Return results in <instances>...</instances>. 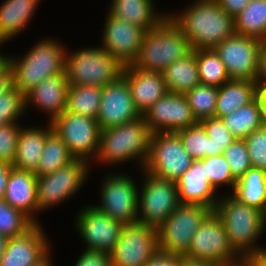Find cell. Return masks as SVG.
Wrapping results in <instances>:
<instances>
[{"instance_id": "681fc988", "label": "cell", "mask_w": 266, "mask_h": 266, "mask_svg": "<svg viewBox=\"0 0 266 266\" xmlns=\"http://www.w3.org/2000/svg\"><path fill=\"white\" fill-rule=\"evenodd\" d=\"M264 79L262 82L261 79ZM257 86L266 85V42L263 44L259 58L258 75L256 78Z\"/></svg>"}, {"instance_id": "3957f363", "label": "cell", "mask_w": 266, "mask_h": 266, "mask_svg": "<svg viewBox=\"0 0 266 266\" xmlns=\"http://www.w3.org/2000/svg\"><path fill=\"white\" fill-rule=\"evenodd\" d=\"M213 211L222 221L231 247L238 254L241 251V259L263 250L255 249L253 244L265 228L266 215L262 211L239 202L233 196L218 200Z\"/></svg>"}, {"instance_id": "e0dca14e", "label": "cell", "mask_w": 266, "mask_h": 266, "mask_svg": "<svg viewBox=\"0 0 266 266\" xmlns=\"http://www.w3.org/2000/svg\"><path fill=\"white\" fill-rule=\"evenodd\" d=\"M141 116L132 100L129 85L123 77L102 87L101 102L96 119L101 130L122 125Z\"/></svg>"}, {"instance_id": "8fae6325", "label": "cell", "mask_w": 266, "mask_h": 266, "mask_svg": "<svg viewBox=\"0 0 266 266\" xmlns=\"http://www.w3.org/2000/svg\"><path fill=\"white\" fill-rule=\"evenodd\" d=\"M263 44L260 39L233 34L213 49L223 62L230 79L255 81Z\"/></svg>"}, {"instance_id": "b9f144b4", "label": "cell", "mask_w": 266, "mask_h": 266, "mask_svg": "<svg viewBox=\"0 0 266 266\" xmlns=\"http://www.w3.org/2000/svg\"><path fill=\"white\" fill-rule=\"evenodd\" d=\"M199 123L204 127L207 136L212 138L214 155L223 154V151L236 140L219 118H208Z\"/></svg>"}, {"instance_id": "8d00e7d4", "label": "cell", "mask_w": 266, "mask_h": 266, "mask_svg": "<svg viewBox=\"0 0 266 266\" xmlns=\"http://www.w3.org/2000/svg\"><path fill=\"white\" fill-rule=\"evenodd\" d=\"M217 95V87L204 84L196 85L185 94L197 122L215 117Z\"/></svg>"}, {"instance_id": "f35d334b", "label": "cell", "mask_w": 266, "mask_h": 266, "mask_svg": "<svg viewBox=\"0 0 266 266\" xmlns=\"http://www.w3.org/2000/svg\"><path fill=\"white\" fill-rule=\"evenodd\" d=\"M211 186L216 190L220 184H231L233 189L236 179L230 170L228 162L223 154L205 157L201 160Z\"/></svg>"}, {"instance_id": "60d3db41", "label": "cell", "mask_w": 266, "mask_h": 266, "mask_svg": "<svg viewBox=\"0 0 266 266\" xmlns=\"http://www.w3.org/2000/svg\"><path fill=\"white\" fill-rule=\"evenodd\" d=\"M25 106V95L15 87L0 96V125L16 123Z\"/></svg>"}, {"instance_id": "7c38bea8", "label": "cell", "mask_w": 266, "mask_h": 266, "mask_svg": "<svg viewBox=\"0 0 266 266\" xmlns=\"http://www.w3.org/2000/svg\"><path fill=\"white\" fill-rule=\"evenodd\" d=\"M51 124L75 159L88 161V155L98 154L101 128L96 119L64 111Z\"/></svg>"}, {"instance_id": "ee69618b", "label": "cell", "mask_w": 266, "mask_h": 266, "mask_svg": "<svg viewBox=\"0 0 266 266\" xmlns=\"http://www.w3.org/2000/svg\"><path fill=\"white\" fill-rule=\"evenodd\" d=\"M16 123L0 125V162L13 166L20 127Z\"/></svg>"}, {"instance_id": "2e32d148", "label": "cell", "mask_w": 266, "mask_h": 266, "mask_svg": "<svg viewBox=\"0 0 266 266\" xmlns=\"http://www.w3.org/2000/svg\"><path fill=\"white\" fill-rule=\"evenodd\" d=\"M142 117L151 133H176L198 123L192 114L186 96L173 92H167L144 112Z\"/></svg>"}, {"instance_id": "277c9868", "label": "cell", "mask_w": 266, "mask_h": 266, "mask_svg": "<svg viewBox=\"0 0 266 266\" xmlns=\"http://www.w3.org/2000/svg\"><path fill=\"white\" fill-rule=\"evenodd\" d=\"M66 54L53 40L38 43L21 60L7 57L12 69L13 87L26 95L45 78L65 72Z\"/></svg>"}, {"instance_id": "6da1fadb", "label": "cell", "mask_w": 266, "mask_h": 266, "mask_svg": "<svg viewBox=\"0 0 266 266\" xmlns=\"http://www.w3.org/2000/svg\"><path fill=\"white\" fill-rule=\"evenodd\" d=\"M168 16L187 37L193 50L213 49L235 34L234 18L216 0H198L184 13Z\"/></svg>"}, {"instance_id": "9c48e42d", "label": "cell", "mask_w": 266, "mask_h": 266, "mask_svg": "<svg viewBox=\"0 0 266 266\" xmlns=\"http://www.w3.org/2000/svg\"><path fill=\"white\" fill-rule=\"evenodd\" d=\"M177 133L157 132L150 138L147 172L163 179L177 181L193 164Z\"/></svg>"}, {"instance_id": "7bdbcfd3", "label": "cell", "mask_w": 266, "mask_h": 266, "mask_svg": "<svg viewBox=\"0 0 266 266\" xmlns=\"http://www.w3.org/2000/svg\"><path fill=\"white\" fill-rule=\"evenodd\" d=\"M246 143L253 168L266 171V126L243 139Z\"/></svg>"}, {"instance_id": "db71d44e", "label": "cell", "mask_w": 266, "mask_h": 266, "mask_svg": "<svg viewBox=\"0 0 266 266\" xmlns=\"http://www.w3.org/2000/svg\"><path fill=\"white\" fill-rule=\"evenodd\" d=\"M181 266H221V265L184 258Z\"/></svg>"}, {"instance_id": "4fadbf2b", "label": "cell", "mask_w": 266, "mask_h": 266, "mask_svg": "<svg viewBox=\"0 0 266 266\" xmlns=\"http://www.w3.org/2000/svg\"><path fill=\"white\" fill-rule=\"evenodd\" d=\"M142 188L140 209L142 215L137 222L158 228L180 204L175 181L154 176L147 172Z\"/></svg>"}, {"instance_id": "ac0fdd59", "label": "cell", "mask_w": 266, "mask_h": 266, "mask_svg": "<svg viewBox=\"0 0 266 266\" xmlns=\"http://www.w3.org/2000/svg\"><path fill=\"white\" fill-rule=\"evenodd\" d=\"M145 32V29L108 13L102 48L124 66L131 65L139 55Z\"/></svg>"}, {"instance_id": "44dd1931", "label": "cell", "mask_w": 266, "mask_h": 266, "mask_svg": "<svg viewBox=\"0 0 266 266\" xmlns=\"http://www.w3.org/2000/svg\"><path fill=\"white\" fill-rule=\"evenodd\" d=\"M122 77L127 81L134 105L141 115L168 92L162 72L127 65Z\"/></svg>"}, {"instance_id": "f546056e", "label": "cell", "mask_w": 266, "mask_h": 266, "mask_svg": "<svg viewBox=\"0 0 266 266\" xmlns=\"http://www.w3.org/2000/svg\"><path fill=\"white\" fill-rule=\"evenodd\" d=\"M232 196L266 215V171L251 167L236 181ZM234 194V195H233Z\"/></svg>"}, {"instance_id": "c3c4849f", "label": "cell", "mask_w": 266, "mask_h": 266, "mask_svg": "<svg viewBox=\"0 0 266 266\" xmlns=\"http://www.w3.org/2000/svg\"><path fill=\"white\" fill-rule=\"evenodd\" d=\"M13 88V74L12 69L6 64L0 70V96L6 94Z\"/></svg>"}, {"instance_id": "83f0119b", "label": "cell", "mask_w": 266, "mask_h": 266, "mask_svg": "<svg viewBox=\"0 0 266 266\" xmlns=\"http://www.w3.org/2000/svg\"><path fill=\"white\" fill-rule=\"evenodd\" d=\"M168 92L186 94L200 84L196 53L192 51L162 71Z\"/></svg>"}, {"instance_id": "ab89813d", "label": "cell", "mask_w": 266, "mask_h": 266, "mask_svg": "<svg viewBox=\"0 0 266 266\" xmlns=\"http://www.w3.org/2000/svg\"><path fill=\"white\" fill-rule=\"evenodd\" d=\"M223 155L236 180L240 179L252 167L250 155L244 140L236 139L223 151Z\"/></svg>"}, {"instance_id": "52a82bcc", "label": "cell", "mask_w": 266, "mask_h": 266, "mask_svg": "<svg viewBox=\"0 0 266 266\" xmlns=\"http://www.w3.org/2000/svg\"><path fill=\"white\" fill-rule=\"evenodd\" d=\"M212 211L202 204L180 203L157 228L159 249L185 255L195 232Z\"/></svg>"}, {"instance_id": "6f0895ef", "label": "cell", "mask_w": 266, "mask_h": 266, "mask_svg": "<svg viewBox=\"0 0 266 266\" xmlns=\"http://www.w3.org/2000/svg\"><path fill=\"white\" fill-rule=\"evenodd\" d=\"M7 64V58L0 56V70Z\"/></svg>"}, {"instance_id": "d590c367", "label": "cell", "mask_w": 266, "mask_h": 266, "mask_svg": "<svg viewBox=\"0 0 266 266\" xmlns=\"http://www.w3.org/2000/svg\"><path fill=\"white\" fill-rule=\"evenodd\" d=\"M176 133L179 135L184 149L194 161H199L205 157L214 155L212 138L207 136L204 127L199 122L189 128L181 129Z\"/></svg>"}, {"instance_id": "e575fe53", "label": "cell", "mask_w": 266, "mask_h": 266, "mask_svg": "<svg viewBox=\"0 0 266 266\" xmlns=\"http://www.w3.org/2000/svg\"><path fill=\"white\" fill-rule=\"evenodd\" d=\"M193 51L196 53L200 84L220 88L230 80L223 62L214 49H197Z\"/></svg>"}, {"instance_id": "9a60e30c", "label": "cell", "mask_w": 266, "mask_h": 266, "mask_svg": "<svg viewBox=\"0 0 266 266\" xmlns=\"http://www.w3.org/2000/svg\"><path fill=\"white\" fill-rule=\"evenodd\" d=\"M122 176L112 175L106 179L102 186V203L94 207L123 225L134 224L137 222L140 198L135 183Z\"/></svg>"}, {"instance_id": "603a6c76", "label": "cell", "mask_w": 266, "mask_h": 266, "mask_svg": "<svg viewBox=\"0 0 266 266\" xmlns=\"http://www.w3.org/2000/svg\"><path fill=\"white\" fill-rule=\"evenodd\" d=\"M180 203L202 204L215 208V189L211 186L201 160L192 166L176 181Z\"/></svg>"}, {"instance_id": "7dc6e473", "label": "cell", "mask_w": 266, "mask_h": 266, "mask_svg": "<svg viewBox=\"0 0 266 266\" xmlns=\"http://www.w3.org/2000/svg\"><path fill=\"white\" fill-rule=\"evenodd\" d=\"M218 5L231 17L235 18L251 0H216Z\"/></svg>"}, {"instance_id": "4316f807", "label": "cell", "mask_w": 266, "mask_h": 266, "mask_svg": "<svg viewBox=\"0 0 266 266\" xmlns=\"http://www.w3.org/2000/svg\"><path fill=\"white\" fill-rule=\"evenodd\" d=\"M109 13L146 31L156 28L166 17L154 14L152 0H113Z\"/></svg>"}, {"instance_id": "5bb4252c", "label": "cell", "mask_w": 266, "mask_h": 266, "mask_svg": "<svg viewBox=\"0 0 266 266\" xmlns=\"http://www.w3.org/2000/svg\"><path fill=\"white\" fill-rule=\"evenodd\" d=\"M87 167L86 160L74 159L53 173L37 177L38 210L64 201L79 190Z\"/></svg>"}, {"instance_id": "7402d4cb", "label": "cell", "mask_w": 266, "mask_h": 266, "mask_svg": "<svg viewBox=\"0 0 266 266\" xmlns=\"http://www.w3.org/2000/svg\"><path fill=\"white\" fill-rule=\"evenodd\" d=\"M3 199L37 224L32 215V212L38 210L37 176L33 172L17 170L13 167Z\"/></svg>"}, {"instance_id": "8992f818", "label": "cell", "mask_w": 266, "mask_h": 266, "mask_svg": "<svg viewBox=\"0 0 266 266\" xmlns=\"http://www.w3.org/2000/svg\"><path fill=\"white\" fill-rule=\"evenodd\" d=\"M125 66L103 48L80 50L66 57L65 71L69 85L104 87L118 81Z\"/></svg>"}, {"instance_id": "f1b7e54d", "label": "cell", "mask_w": 266, "mask_h": 266, "mask_svg": "<svg viewBox=\"0 0 266 266\" xmlns=\"http://www.w3.org/2000/svg\"><path fill=\"white\" fill-rule=\"evenodd\" d=\"M39 0H7L0 6V43L10 39L29 22Z\"/></svg>"}, {"instance_id": "bcb514c9", "label": "cell", "mask_w": 266, "mask_h": 266, "mask_svg": "<svg viewBox=\"0 0 266 266\" xmlns=\"http://www.w3.org/2000/svg\"><path fill=\"white\" fill-rule=\"evenodd\" d=\"M75 266H111L110 255L106 252L86 250Z\"/></svg>"}, {"instance_id": "cb8c5ba5", "label": "cell", "mask_w": 266, "mask_h": 266, "mask_svg": "<svg viewBox=\"0 0 266 266\" xmlns=\"http://www.w3.org/2000/svg\"><path fill=\"white\" fill-rule=\"evenodd\" d=\"M68 89L69 83L65 71L42 80L25 95L26 104L30 101L35 102L39 108L49 111L52 117L50 122H53L66 110Z\"/></svg>"}, {"instance_id": "f6af8a7d", "label": "cell", "mask_w": 266, "mask_h": 266, "mask_svg": "<svg viewBox=\"0 0 266 266\" xmlns=\"http://www.w3.org/2000/svg\"><path fill=\"white\" fill-rule=\"evenodd\" d=\"M184 258V255L172 254L159 249L144 266H181Z\"/></svg>"}, {"instance_id": "d4e9b609", "label": "cell", "mask_w": 266, "mask_h": 266, "mask_svg": "<svg viewBox=\"0 0 266 266\" xmlns=\"http://www.w3.org/2000/svg\"><path fill=\"white\" fill-rule=\"evenodd\" d=\"M256 95V81L230 79L218 88L215 118L221 119L240 107L248 105Z\"/></svg>"}, {"instance_id": "f907efd6", "label": "cell", "mask_w": 266, "mask_h": 266, "mask_svg": "<svg viewBox=\"0 0 266 266\" xmlns=\"http://www.w3.org/2000/svg\"><path fill=\"white\" fill-rule=\"evenodd\" d=\"M13 166L0 162V199L4 197L7 181Z\"/></svg>"}, {"instance_id": "30bf717a", "label": "cell", "mask_w": 266, "mask_h": 266, "mask_svg": "<svg viewBox=\"0 0 266 266\" xmlns=\"http://www.w3.org/2000/svg\"><path fill=\"white\" fill-rule=\"evenodd\" d=\"M158 250L157 228L139 222L124 225L109 252L111 266H144Z\"/></svg>"}, {"instance_id": "4dcf8cb0", "label": "cell", "mask_w": 266, "mask_h": 266, "mask_svg": "<svg viewBox=\"0 0 266 266\" xmlns=\"http://www.w3.org/2000/svg\"><path fill=\"white\" fill-rule=\"evenodd\" d=\"M237 35L249 36L266 42V0H251L234 18Z\"/></svg>"}, {"instance_id": "74e56055", "label": "cell", "mask_w": 266, "mask_h": 266, "mask_svg": "<svg viewBox=\"0 0 266 266\" xmlns=\"http://www.w3.org/2000/svg\"><path fill=\"white\" fill-rule=\"evenodd\" d=\"M34 223L21 211L0 199V235L12 238L24 234Z\"/></svg>"}, {"instance_id": "9f6ffc18", "label": "cell", "mask_w": 266, "mask_h": 266, "mask_svg": "<svg viewBox=\"0 0 266 266\" xmlns=\"http://www.w3.org/2000/svg\"><path fill=\"white\" fill-rule=\"evenodd\" d=\"M49 254L47 253L41 260H39L37 263H35L32 266H52L50 263L48 256Z\"/></svg>"}, {"instance_id": "f5cc1de1", "label": "cell", "mask_w": 266, "mask_h": 266, "mask_svg": "<svg viewBox=\"0 0 266 266\" xmlns=\"http://www.w3.org/2000/svg\"><path fill=\"white\" fill-rule=\"evenodd\" d=\"M261 106L262 122L266 126V85L257 86V95Z\"/></svg>"}, {"instance_id": "ba28073f", "label": "cell", "mask_w": 266, "mask_h": 266, "mask_svg": "<svg viewBox=\"0 0 266 266\" xmlns=\"http://www.w3.org/2000/svg\"><path fill=\"white\" fill-rule=\"evenodd\" d=\"M235 254L222 221L212 211L195 232L184 257L221 266H244L243 259L234 260Z\"/></svg>"}, {"instance_id": "11a10c76", "label": "cell", "mask_w": 266, "mask_h": 266, "mask_svg": "<svg viewBox=\"0 0 266 266\" xmlns=\"http://www.w3.org/2000/svg\"><path fill=\"white\" fill-rule=\"evenodd\" d=\"M7 241L8 238L4 237L3 235H0V261L5 252Z\"/></svg>"}, {"instance_id": "d6986e66", "label": "cell", "mask_w": 266, "mask_h": 266, "mask_svg": "<svg viewBox=\"0 0 266 266\" xmlns=\"http://www.w3.org/2000/svg\"><path fill=\"white\" fill-rule=\"evenodd\" d=\"M123 224L89 206L79 214L77 228L88 243L87 250L109 253L117 243Z\"/></svg>"}, {"instance_id": "7a4b0ae2", "label": "cell", "mask_w": 266, "mask_h": 266, "mask_svg": "<svg viewBox=\"0 0 266 266\" xmlns=\"http://www.w3.org/2000/svg\"><path fill=\"white\" fill-rule=\"evenodd\" d=\"M192 51L187 37L167 16L156 28L145 32L139 55L131 65L143 70L162 72Z\"/></svg>"}, {"instance_id": "836d02e7", "label": "cell", "mask_w": 266, "mask_h": 266, "mask_svg": "<svg viewBox=\"0 0 266 266\" xmlns=\"http://www.w3.org/2000/svg\"><path fill=\"white\" fill-rule=\"evenodd\" d=\"M75 158L71 155L66 144L53 130L44 142V147L37 169L34 174L37 177L50 174L67 165Z\"/></svg>"}, {"instance_id": "5b68a950", "label": "cell", "mask_w": 266, "mask_h": 266, "mask_svg": "<svg viewBox=\"0 0 266 266\" xmlns=\"http://www.w3.org/2000/svg\"><path fill=\"white\" fill-rule=\"evenodd\" d=\"M151 131L141 116L122 125L101 130L97 156L108 163L140 157L144 167L148 155Z\"/></svg>"}, {"instance_id": "ffe728a7", "label": "cell", "mask_w": 266, "mask_h": 266, "mask_svg": "<svg viewBox=\"0 0 266 266\" xmlns=\"http://www.w3.org/2000/svg\"><path fill=\"white\" fill-rule=\"evenodd\" d=\"M41 230L37 223L24 234L8 238L0 266H32L49 253Z\"/></svg>"}, {"instance_id": "1f68e13d", "label": "cell", "mask_w": 266, "mask_h": 266, "mask_svg": "<svg viewBox=\"0 0 266 266\" xmlns=\"http://www.w3.org/2000/svg\"><path fill=\"white\" fill-rule=\"evenodd\" d=\"M221 120L236 138L243 140L255 130L264 126L262 122L261 106L256 97L248 105L240 107Z\"/></svg>"}, {"instance_id": "d6a6232c", "label": "cell", "mask_w": 266, "mask_h": 266, "mask_svg": "<svg viewBox=\"0 0 266 266\" xmlns=\"http://www.w3.org/2000/svg\"><path fill=\"white\" fill-rule=\"evenodd\" d=\"M101 96V86L69 85L65 111L97 119Z\"/></svg>"}, {"instance_id": "816d5d0a", "label": "cell", "mask_w": 266, "mask_h": 266, "mask_svg": "<svg viewBox=\"0 0 266 266\" xmlns=\"http://www.w3.org/2000/svg\"><path fill=\"white\" fill-rule=\"evenodd\" d=\"M244 266H266V249L247 257Z\"/></svg>"}, {"instance_id": "484cf974", "label": "cell", "mask_w": 266, "mask_h": 266, "mask_svg": "<svg viewBox=\"0 0 266 266\" xmlns=\"http://www.w3.org/2000/svg\"><path fill=\"white\" fill-rule=\"evenodd\" d=\"M49 125L48 130L20 129L14 168L33 173L36 171L46 137L53 131L52 124Z\"/></svg>"}]
</instances>
